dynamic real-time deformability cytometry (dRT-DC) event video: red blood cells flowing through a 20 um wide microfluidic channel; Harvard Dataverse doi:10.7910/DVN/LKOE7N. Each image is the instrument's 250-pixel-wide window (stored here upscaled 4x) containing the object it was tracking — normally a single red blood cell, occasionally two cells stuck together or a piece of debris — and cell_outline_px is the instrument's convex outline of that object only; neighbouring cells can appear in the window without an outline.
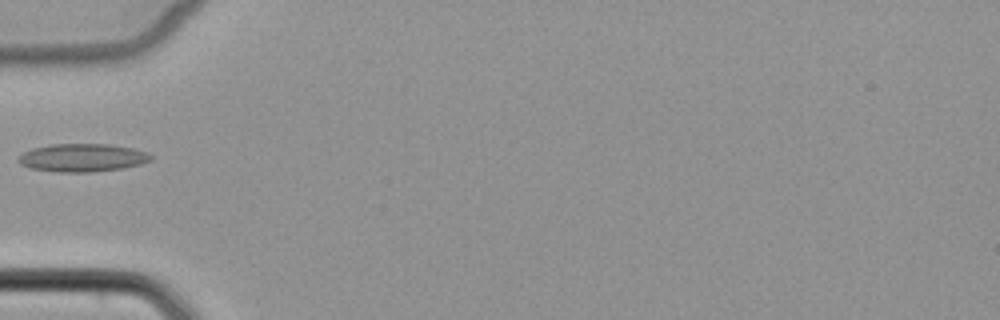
{"species": "common noctule bat (a hibernating species)", "species_latin": "Nyctalus noctula", "temperature_condition": "cold", "stored_images_in_passage": 5, "camera_frame_rate_fps": 3000, "um_per_image_px": 0.085, "animal": {"sex": "female", "body_mass_g": 22.7, "forearm_length_mm": 54.2}, "frame": {"image": 1, "passage_image": 5, "time_ms": 5.667, "image_size_px": [1000, 320], "cell_outline_px": [[152, 160], [140, 164], [124, 168], [92, 172], [56, 172], [32, 168], [20, 164], [16, 160], [24, 152], [32, 148], [48, 144], [112, 144], [132, 148], [148, 152], [152, 156]], "centroid_in_image_um": [7.01, 13.4], "position_along_channel_um": 78.0, "area_um2": 21.79}}